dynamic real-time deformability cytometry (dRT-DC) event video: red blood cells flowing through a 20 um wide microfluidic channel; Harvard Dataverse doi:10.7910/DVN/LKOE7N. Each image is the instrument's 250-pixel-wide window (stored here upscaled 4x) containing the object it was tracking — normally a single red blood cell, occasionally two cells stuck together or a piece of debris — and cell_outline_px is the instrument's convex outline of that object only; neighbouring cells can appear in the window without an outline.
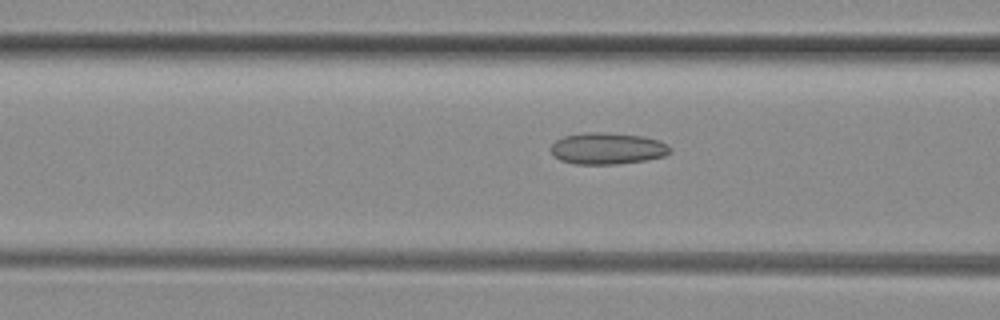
{"species": "common noctule bat (a hibernating species)", "species_latin": "Nyctalus noctula", "temperature_condition": "room temperature", "stored_images_in_passage": 18, "camera_frame_rate_fps": 3000, "um_per_image_px": 0.085, "animal": {"sex": "female", "body_mass_g": 29.2, "forearm_length_mm": 56.3}, "frame": {"image": 1, "passage_image": 16, "time_ms": 5.0, "image_size_px": [1000, 320], "cell_outline_px": [[672, 152], [664, 156], [644, 160], [616, 164], [576, 164], [560, 160], [552, 152], [552, 144], [556, 140], [564, 136], [584, 132], [604, 132], [644, 136], [660, 140], [668, 144], [672, 148]], "centroid_in_image_um": [51.68, 12.61], "position_along_channel_um": 114.9, "area_um2": 22.02}}